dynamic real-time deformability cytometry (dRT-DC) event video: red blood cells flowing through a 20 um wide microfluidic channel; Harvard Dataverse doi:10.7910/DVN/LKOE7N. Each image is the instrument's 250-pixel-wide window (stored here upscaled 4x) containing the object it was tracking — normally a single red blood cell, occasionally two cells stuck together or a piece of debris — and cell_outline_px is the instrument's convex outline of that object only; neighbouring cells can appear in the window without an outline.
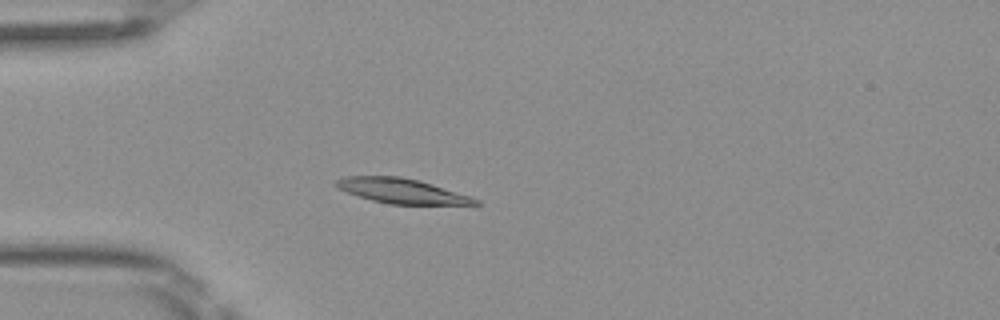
{"species": "Egyptian fruit bat (a non-hibernating species)", "species_latin": "Rousettus aegyptiacus", "temperature_condition": "room temperature", "stored_images_in_passage": 51, "camera_frame_rate_fps": 3000, "um_per_image_px": 0.085, "frame": {"image": 1, "passage_image": 15, "time_ms": 4.667, "image_size_px": [1000, 320], "cell_outline_px": [[480, 204], [388, 204], [372, 200], [348, 192], [332, 184], [336, 180], [344, 176], [400, 176], [420, 180], [472, 196], [480, 200]], "centroid_in_image_um": [34.17, 16.22], "position_along_channel_um": 50.8, "area_um2": 20.11}}
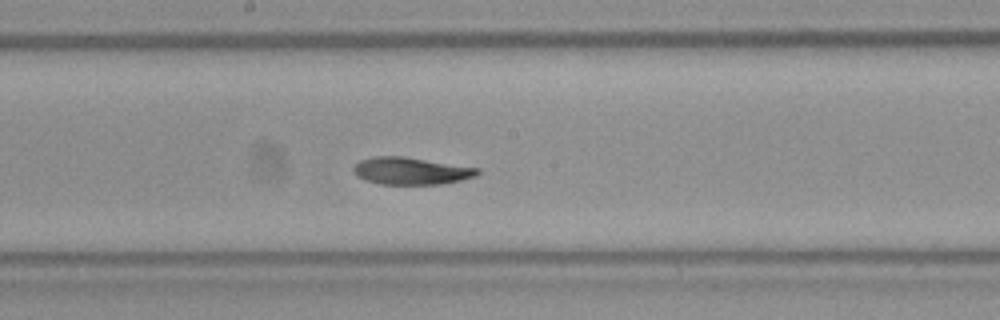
{"frame": {"image": 2, "passage_image": 28, "time_ms": 9.0, "image_size_px": [1000, 320], "cell_outline_px": [[480, 172], [476, 176], [460, 180], [440, 184], [380, 184], [364, 180], [356, 176], [352, 168], [360, 160], [372, 156], [404, 156], [480, 168]], "centroid_in_image_um": [34.91, 14.52], "position_along_channel_um": 213.3, "area_um2": 19.77}}
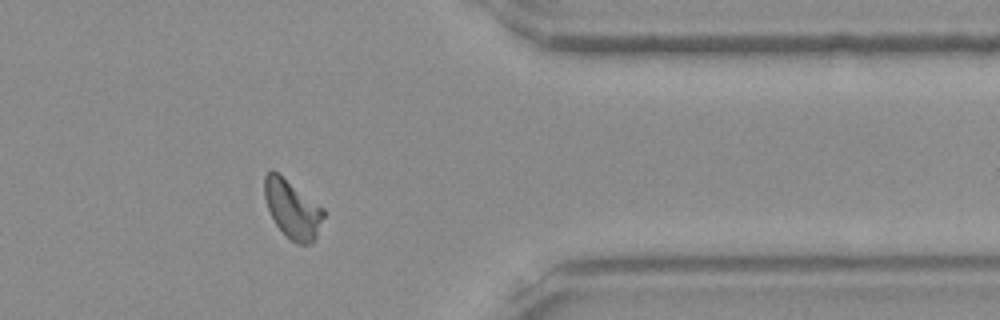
{"frame": {"image": 3, "passage_image": 42, "time_ms": 13.667, "image_size_px": [1000, 320], "cell_outline_px": [[324, 216], [316, 240], [312, 244], [296, 244], [276, 224], [268, 208], [264, 196], [264, 176], [272, 168], [324, 208]], "centroid_in_image_um": [24.87, 17.77], "position_along_channel_um": 386.5, "area_um2": 19.94}, "authors_computed_cell_mechanics": {"area_um2": 20.0566, "velocity_mm_per_s": 4.0331, "shape_relaxation_time_tau1_ms": 3.1533, "shape_relaxation_time_tau2_ms": 3.5525, "deformation_change_tau1": 0.1295, "deformation_change_tau2": 0.0901}}